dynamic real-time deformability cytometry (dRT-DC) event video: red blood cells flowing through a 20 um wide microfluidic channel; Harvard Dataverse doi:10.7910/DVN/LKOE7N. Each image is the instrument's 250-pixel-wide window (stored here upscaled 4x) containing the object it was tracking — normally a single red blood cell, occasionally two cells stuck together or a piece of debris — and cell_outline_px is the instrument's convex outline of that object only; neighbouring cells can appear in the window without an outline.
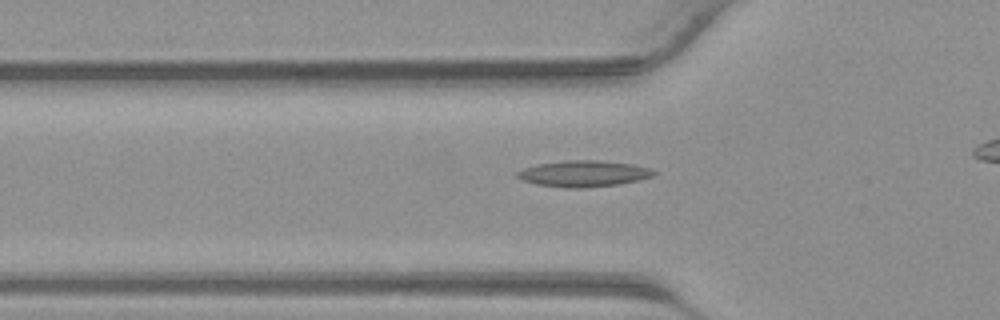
{"species": "common noctule bat (a hibernating species)", "species_latin": "Nyctalus noctula", "temperature_condition": "warm", "stored_images_in_passage": 32, "camera_frame_rate_fps": 3000, "um_per_image_px": 0.085, "animal": {"sex": "male", "body_mass_g": 23.1, "forearm_length_mm": 52.7}, "frame": {"image": 1, "passage_image": 12, "time_ms": 3.667, "image_size_px": [1000, 320], "cell_outline_px": [[656, 172], [652, 176], [640, 180], [620, 184], [580, 188], [568, 188], [536, 184], [520, 180], [516, 176], [516, 172], [524, 168], [536, 164], [564, 160], [600, 160], [632, 164], [652, 168]], "centroid_in_image_um": [49.59, 14.75], "position_along_channel_um": 76.2, "area_um2": 21.04}}
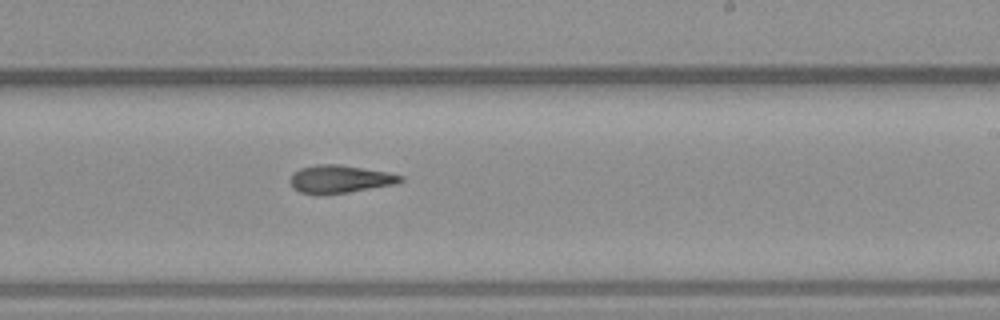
{"frame": {"image": 2, "passage_image": 23, "time_ms": 7.333, "image_size_px": [1000, 320], "cell_outline_px": [[404, 180], [396, 184], [348, 192], [300, 192], [292, 188], [288, 180], [292, 172], [300, 168], [316, 164], [340, 164], [388, 172], [404, 176]], "centroid_in_image_um": [28.89, 15.18], "position_along_channel_um": 260.1, "area_um2": 17.69}}
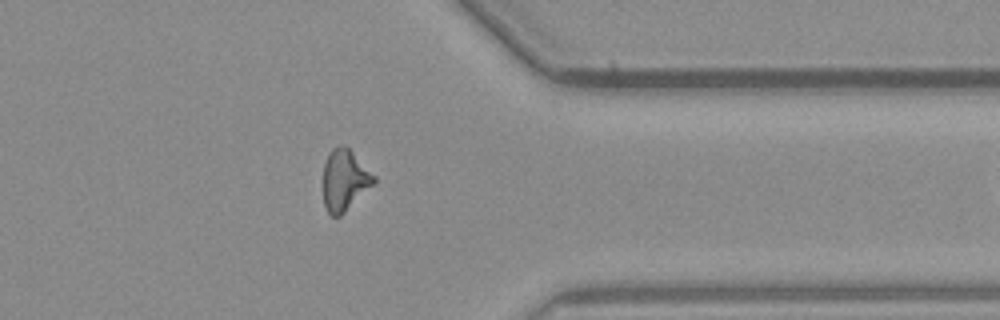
{"frame": {"image": 3, "passage_image": 31, "time_ms": 10.0, "image_size_px": [1000, 320], "cell_outline_px": [[376, 180], [340, 216], [332, 216], [328, 212], [324, 204], [324, 164], [328, 152], [332, 148], [340, 144], [348, 148], [376, 176]], "centroid_in_image_um": [29.27, 15.28], "position_along_channel_um": 382.1, "area_um2": 17.63}}